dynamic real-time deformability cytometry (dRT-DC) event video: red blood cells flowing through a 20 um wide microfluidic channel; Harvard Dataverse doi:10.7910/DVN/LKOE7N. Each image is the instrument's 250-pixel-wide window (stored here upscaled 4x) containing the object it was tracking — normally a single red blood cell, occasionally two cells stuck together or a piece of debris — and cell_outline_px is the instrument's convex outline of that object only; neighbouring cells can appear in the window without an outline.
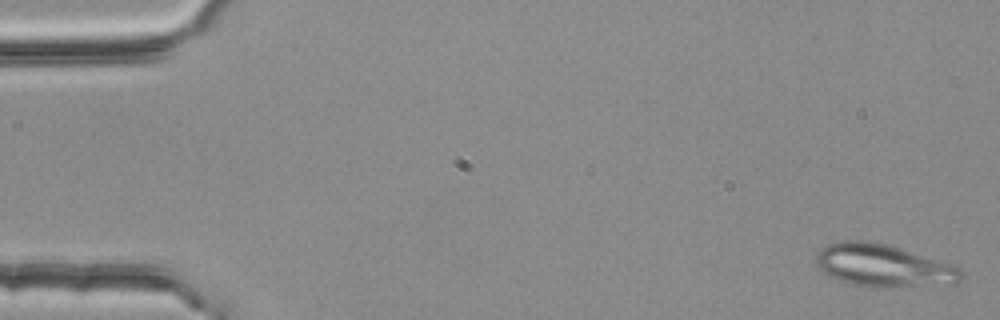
{"species": "common noctule bat (a hibernating species)", "species_latin": "Nyctalus noctula", "temperature_condition": "room temperature", "stored_images_in_passage": 6, "segment_of_instrument_passage": [1, 2], "camera_frame_rate_fps": 3000, "um_per_image_px": 0.085, "animal": {"sex": "female", "body_mass_g": 25.1}, "frame": {"image": 1, "passage_image": 1, "time_ms": 0.0, "image_size_px": [1000, 320], "cell_outline_px": [[960, 280], [956, 284], [876, 288], [852, 284], [828, 276], [816, 264], [816, 252], [820, 248], [828, 244], [844, 240], [872, 240], [900, 248], [948, 264], [956, 268], [960, 272]], "centroid_in_image_um": [75.0, 22.57], "position_along_channel_um": 10.0, "area_um2": 35.72}}